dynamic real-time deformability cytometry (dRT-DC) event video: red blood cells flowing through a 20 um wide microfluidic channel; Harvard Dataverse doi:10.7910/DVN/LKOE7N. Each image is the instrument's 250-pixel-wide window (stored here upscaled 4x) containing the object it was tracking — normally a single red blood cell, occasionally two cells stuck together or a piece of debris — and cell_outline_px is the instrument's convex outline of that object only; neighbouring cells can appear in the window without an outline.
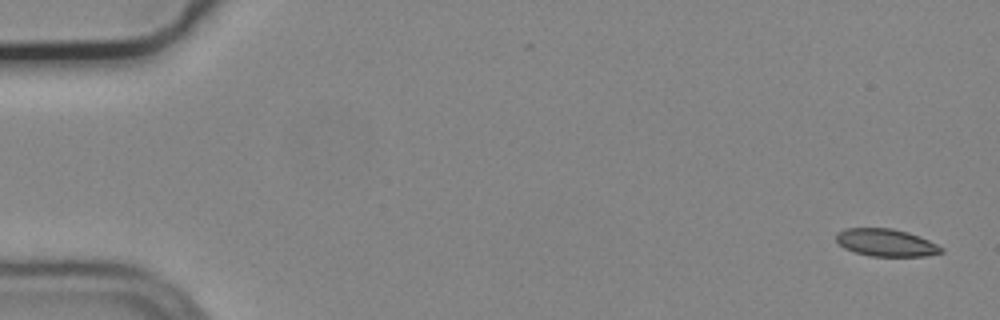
{"species": "common noctule bat (a hibernating species)", "species_latin": "Nyctalus noctula", "temperature_condition": "cold", "stored_images_in_passage": 55, "camera_frame_rate_fps": 3000, "um_per_image_px": 0.085, "animal": {"sex": "male", "body_mass_g": 19.2, "forearm_length_mm": 51.8}, "frame": {"image": 1, "passage_image": 1, "time_ms": 0.0, "image_size_px": [1000, 320], "cell_outline_px": [[944, 252], [924, 256], [872, 256], [856, 252], [844, 248], [836, 240], [836, 232], [844, 228], [892, 228], [908, 232], [920, 236], [944, 248]], "centroid_in_image_um": [75.31, 20.61], "position_along_channel_um": 9.7, "area_um2": 16.82}}
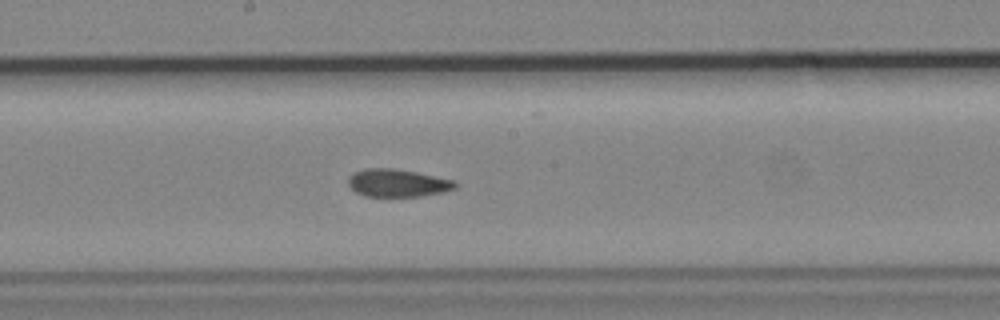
{"frame": {"image": 2, "passage_image": 29, "time_ms": 9.333, "image_size_px": [1000, 320], "cell_outline_px": [[460, 184], [456, 188], [440, 192], [420, 196], [364, 196], [356, 192], [348, 184], [348, 176], [364, 168], [392, 168], [416, 172], [456, 180]], "centroid_in_image_um": [33.81, 15.54], "position_along_channel_um": 214.4, "area_um2": 17.28}}
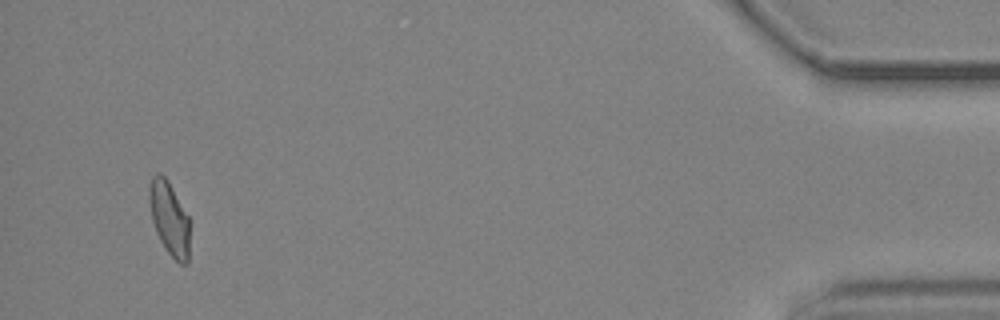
{"frame": {"image": 3, "passage_image": 52, "time_ms": 17.0, "image_size_px": [1000, 320], "cell_outline_px": [[188, 264], [180, 264], [168, 252], [160, 240], [156, 232], [152, 220], [148, 196], [148, 188], [152, 176], [156, 172], [160, 172], [168, 180], [188, 216]], "centroid_in_image_um": [14.36, 18.51], "position_along_channel_um": 420.8, "area_um2": 17.17}, "authors_computed_cell_mechanics": {"area_um2": 17.5134, "velocity_mm_per_s": 3.7242, "shape_relaxation_time_tau1_ms": null, "shape_relaxation_time_tau2_ms": 3.3348, "deformation_change_tau1": null, "deformation_change_tau2": 0.0925}}